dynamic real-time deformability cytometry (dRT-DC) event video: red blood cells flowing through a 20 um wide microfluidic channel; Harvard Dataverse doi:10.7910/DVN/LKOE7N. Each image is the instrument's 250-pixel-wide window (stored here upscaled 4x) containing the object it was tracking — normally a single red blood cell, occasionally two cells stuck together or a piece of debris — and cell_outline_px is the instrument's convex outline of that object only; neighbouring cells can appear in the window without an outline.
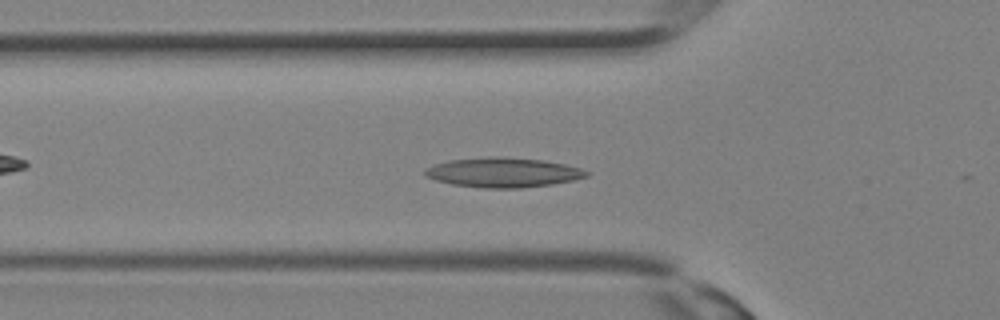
{"species": "Egyptian fruit bat (a non-hibernating species)", "species_latin": "Rousettus aegyptiacus", "temperature_condition": "room temperature", "stored_images_in_passage": 31, "camera_frame_rate_fps": 3000, "um_per_image_px": 0.085, "animal": {"sex": "female"}, "frame": {"image": 1, "passage_image": 10, "time_ms": 3.0, "image_size_px": [1000, 320], "cell_outline_px": [[588, 176], [572, 180], [552, 184], [520, 188], [484, 188], [452, 184], [436, 180], [424, 176], [424, 168], [436, 164], [452, 160], [492, 156], [496, 156], [544, 160], [564, 164], [580, 168], [588, 172]], "centroid_in_image_um": [42.74, 14.66], "position_along_channel_um": 83.1, "area_um2": 27.74}}
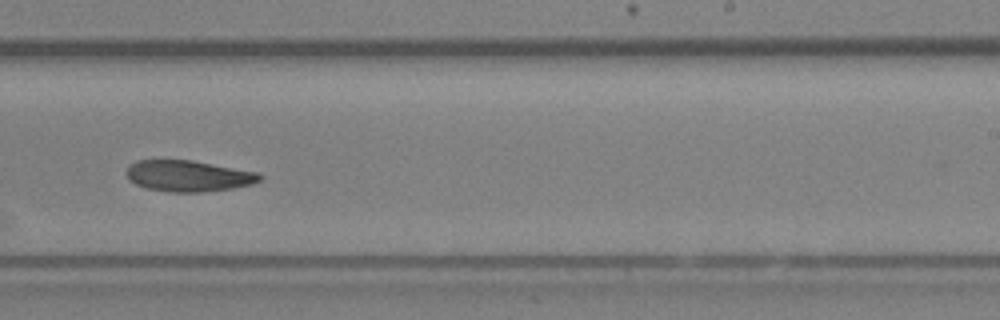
{"frame": {"image": 2, "passage_image": 19, "time_ms": 6.0, "image_size_px": [1000, 320], "cell_outline_px": [[264, 176], [260, 180], [252, 184], [232, 188], [200, 192], [168, 192], [148, 188], [136, 184], [128, 180], [128, 164], [136, 160], [192, 160], [260, 172]], "centroid_in_image_um": [16.04, 14.94], "position_along_channel_um": 273.0, "area_um2": 24.28}}
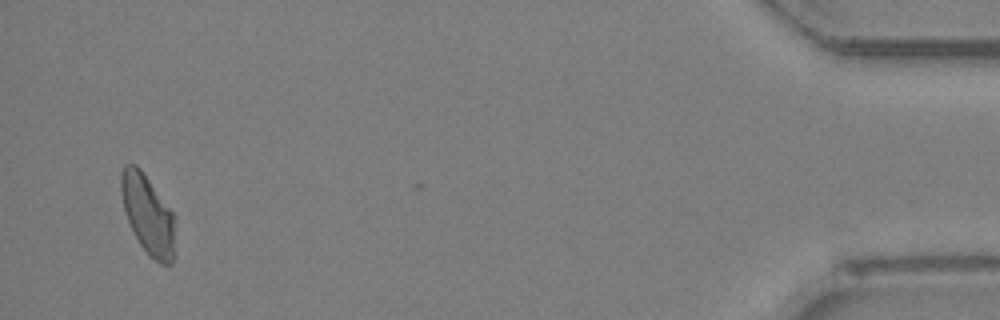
{"frame": {"image": 3, "passage_image": 30, "time_ms": 9.667, "image_size_px": [1000, 320], "cell_outline_px": [[172, 264], [168, 268], [160, 264], [148, 256], [140, 244], [128, 220], [124, 208], [120, 192], [120, 172], [124, 164], [136, 164], [140, 168], [172, 212]], "centroid_in_image_um": [12.51, 18.22], "position_along_channel_um": 422.7, "area_um2": 24.33}}